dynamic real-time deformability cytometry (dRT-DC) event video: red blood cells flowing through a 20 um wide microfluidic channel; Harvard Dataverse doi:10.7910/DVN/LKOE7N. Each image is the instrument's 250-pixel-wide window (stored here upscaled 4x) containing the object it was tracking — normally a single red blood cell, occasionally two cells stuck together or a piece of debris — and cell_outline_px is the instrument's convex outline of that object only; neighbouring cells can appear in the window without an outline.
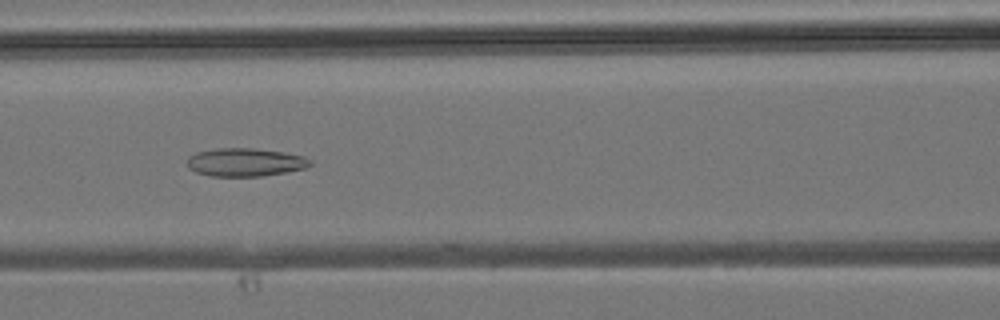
{"species": "common noctule bat (a hibernating species)", "species_latin": "Nyctalus noctula", "temperature_condition": "room temperature", "stored_images_in_passage": 34, "camera_frame_rate_fps": 3000, "um_per_image_px": 0.085, "animal": {"sex": "male", "body_mass_g": 19.2, "forearm_length_mm": 51.8}, "frame": {"image": 1, "passage_image": 10, "time_ms": 3.0, "image_size_px": [1000, 320], "cell_outline_px": [[312, 164], [304, 168], [288, 172], [264, 176], [208, 176], [196, 172], [188, 168], [188, 156], [196, 152], [216, 148], [252, 148], [284, 152], [304, 156], [312, 160]], "centroid_in_image_um": [20.84, 13.79], "position_along_channel_um": 145.8, "area_um2": 20.4}}
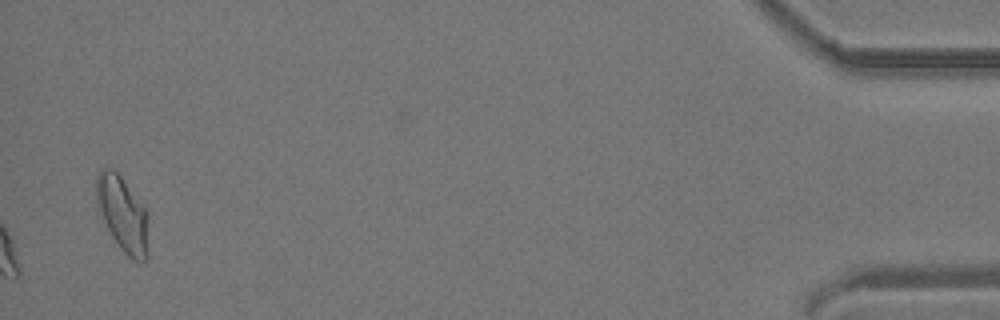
{"frame": {"image": 2, "passage_image": 34, "time_ms": 11.0, "image_size_px": [1000, 320], "cell_outline_px": [[148, 256], [144, 260], [132, 260], [120, 248], [112, 236], [96, 204], [96, 176], [104, 168], [112, 168], [120, 176], [148, 212]], "centroid_in_image_um": [10.44, 18.21], "position_along_channel_um": 424.8, "area_um2": 22.6}}